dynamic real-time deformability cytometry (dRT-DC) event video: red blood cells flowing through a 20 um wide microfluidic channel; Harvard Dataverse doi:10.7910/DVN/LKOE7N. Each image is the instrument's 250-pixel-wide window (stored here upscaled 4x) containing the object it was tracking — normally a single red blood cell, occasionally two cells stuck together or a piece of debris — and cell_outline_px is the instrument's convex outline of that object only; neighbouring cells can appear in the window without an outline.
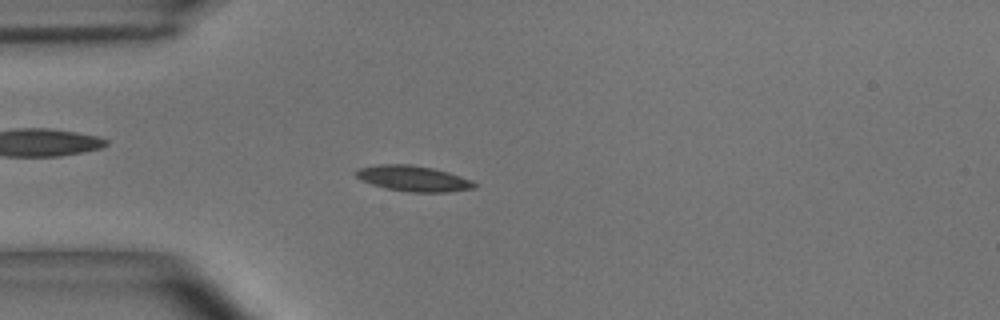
{"species": "common noctule bat (a hibernating species)", "species_latin": "Nyctalus noctula", "temperature_condition": "room temperature", "stored_images_in_passage": 54, "camera_frame_rate_fps": 3000, "um_per_image_px": 0.085, "animal": {"sex": "male", "body_mass_g": 15.6}, "frame": {"image": 1, "passage_image": 14, "time_ms": 4.333, "image_size_px": [1000, 320], "cell_outline_px": [[476, 188], [448, 192], [408, 192], [384, 188], [360, 180], [352, 172], [356, 168], [376, 164], [412, 164], [432, 168], [448, 172], [460, 176], [476, 184]], "centroid_in_image_um": [35.04, 15.16], "position_along_channel_um": 50.0, "area_um2": 17.86}}
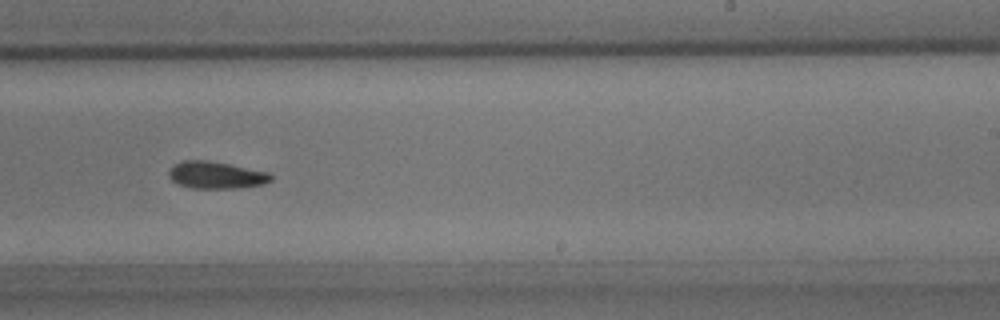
{"frame": {"image": 2, "passage_image": 33, "time_ms": 10.667, "image_size_px": [1000, 320], "cell_outline_px": [[272, 180], [264, 184], [236, 188], [192, 188], [180, 184], [172, 180], [168, 176], [168, 172], [172, 164], [180, 160], [208, 160], [272, 172]], "centroid_in_image_um": [18.37, 14.86], "position_along_channel_um": 270.6, "area_um2": 16.36}}
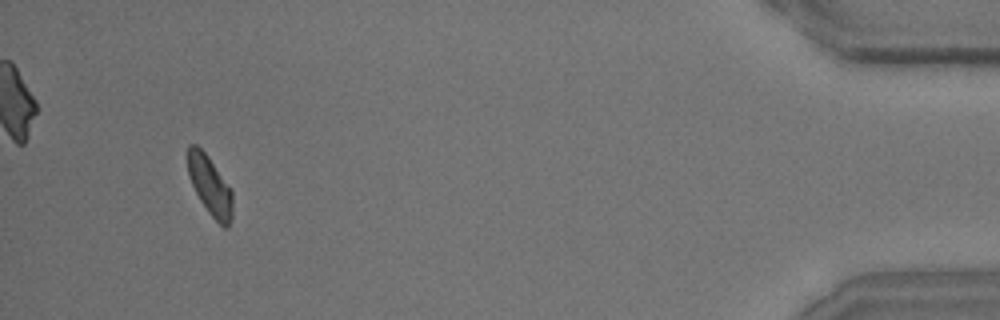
{"frame": {"image": 3, "passage_image": 51, "time_ms": 16.667, "image_size_px": [1000, 320], "cell_outline_px": [[232, 216], [228, 228], [224, 228], [208, 212], [200, 200], [188, 176], [188, 144], [196, 144], [208, 156], [232, 188]], "centroid_in_image_um": [17.86, 15.78], "position_along_channel_um": 417.3, "area_um2": 15.49}, "authors_computed_cell_mechanics": {"area_um2": 16.1551, "velocity_mm_per_s": 3.6349, "shape_relaxation_time_tau1_ms": 4.5099, "shape_relaxation_time_tau2_ms": null, "deformation_change_tau1": 0.1457, "deformation_change_tau2": null}}